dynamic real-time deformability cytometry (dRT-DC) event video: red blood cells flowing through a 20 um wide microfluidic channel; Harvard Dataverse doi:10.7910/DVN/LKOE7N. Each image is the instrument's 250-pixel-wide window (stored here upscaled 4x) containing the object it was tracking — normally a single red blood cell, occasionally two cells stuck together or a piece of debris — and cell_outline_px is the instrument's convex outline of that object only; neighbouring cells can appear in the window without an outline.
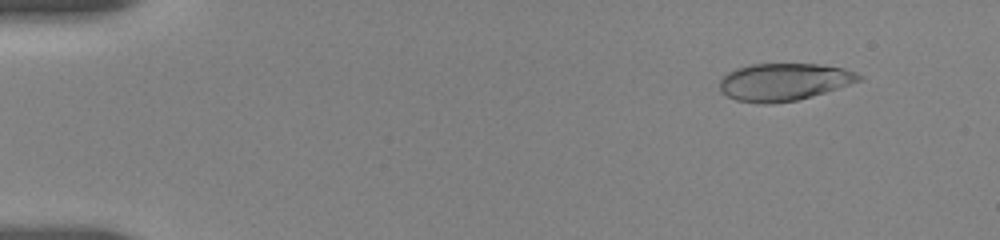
{"species": "human", "species_latin": "Homo sapiens", "temperature_condition": "room temperature", "stored_images_in_passage": 22, "camera_frame_rate_fps": 3000, "um_per_image_px": 0.085, "donor": {"sex": "female"}, "frame": {"image": 1, "passage_image": 5, "time_ms": 1.667, "image_size_px": [1000, 240], "cell_outline_px": [[864, 76], [860, 80], [812, 96], [796, 100], [772, 104], [764, 104], [736, 100], [720, 92], [720, 80], [728, 72], [736, 68], [752, 64], [816, 64], [844, 68], [856, 72]], "centroid_in_image_um": [66.6, 6.96], "position_along_channel_um": 18.4, "area_um2": 30.17}}
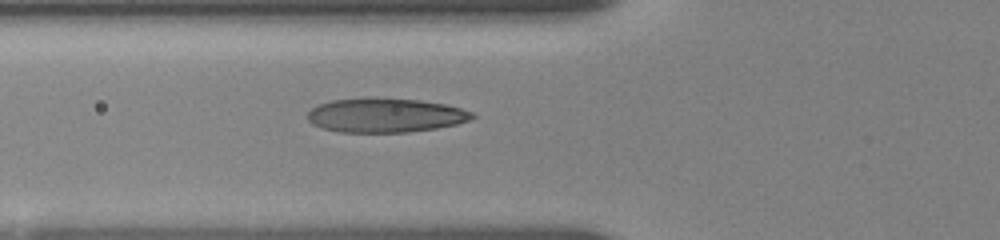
{"frame": {"image": 2, "passage_image": 17, "time_ms": 6.667, "image_size_px": [1000, 240], "cell_outline_px": [[476, 116], [468, 120], [456, 124], [436, 128], [408, 132], [340, 132], [324, 128], [312, 124], [308, 120], [308, 112], [312, 108], [320, 104], [332, 100], [364, 96], [420, 100], [444, 104], [460, 108], [472, 112]], "centroid_in_image_um": [32.73, 9.78], "position_along_channel_um": 93.1, "area_um2": 33.0}}
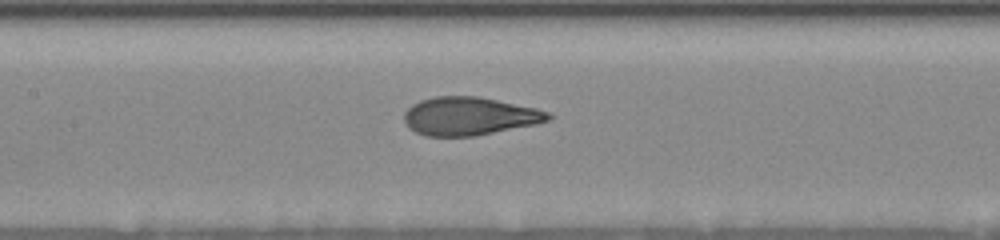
{"frame": {"image": 3, "passage_image": 22, "time_ms": 8.667, "image_size_px": [1000, 240], "cell_outline_px": [[552, 120], [536, 124], [476, 136], [424, 136], [408, 128], [404, 120], [404, 112], [412, 104], [420, 100], [436, 96], [480, 96], [536, 108], [548, 112], [552, 116]], "centroid_in_image_um": [39.89, 9.87], "position_along_channel_um": 167.5, "area_um2": 32.31}}